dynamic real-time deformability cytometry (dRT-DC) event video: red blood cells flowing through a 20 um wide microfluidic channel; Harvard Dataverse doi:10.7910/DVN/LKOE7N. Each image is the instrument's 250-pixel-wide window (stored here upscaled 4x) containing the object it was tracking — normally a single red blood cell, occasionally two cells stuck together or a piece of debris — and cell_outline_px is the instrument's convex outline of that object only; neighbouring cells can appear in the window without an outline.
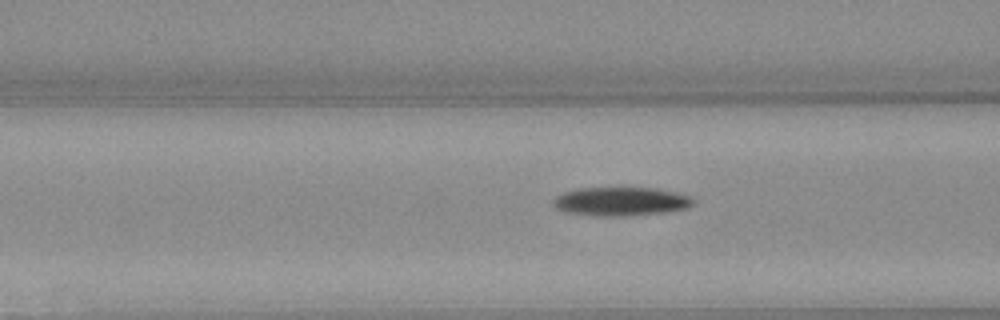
{"species": "Egyptian fruit bat (a non-hibernating species)", "species_latin": "Rousettus aegyptiacus", "temperature_condition": "warm", "stored_images_in_passage": 7, "camera_frame_rate_fps": 3000, "um_per_image_px": 0.085, "animal": {"sex": "female"}, "frame": {"image": 1, "passage_image": 5, "time_ms": 1.333, "image_size_px": [1000, 320], "cell_outline_px": [[692, 204], [688, 208], [664, 212], [628, 216], [592, 216], [564, 212], [556, 208], [552, 204], [552, 200], [556, 196], [564, 192], [580, 188], [652, 188], [676, 192], [688, 196], [692, 200]], "centroid_in_image_um": [52.7, 17.13], "position_along_channel_um": 113.9, "area_um2": 23.41}}